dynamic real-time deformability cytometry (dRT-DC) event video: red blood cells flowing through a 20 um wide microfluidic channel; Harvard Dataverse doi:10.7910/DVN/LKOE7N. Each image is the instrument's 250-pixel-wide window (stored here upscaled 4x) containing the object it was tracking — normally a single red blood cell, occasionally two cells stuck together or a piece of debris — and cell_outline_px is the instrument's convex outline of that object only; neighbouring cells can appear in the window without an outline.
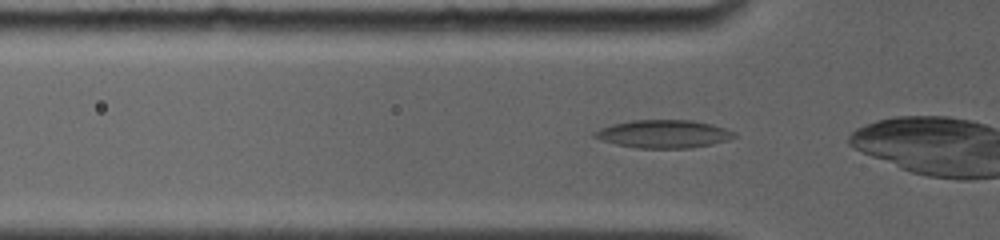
{"species": "common noctule bat (a hibernating species)", "species_latin": "Nyctalus noctula", "temperature_condition": "room temperature", "stored_images_in_passage": 39, "camera_frame_rate_fps": 4000, "um_per_image_px": 0.085, "animal": {"sex": "female", "body_mass_g": 19.0, "forearm_length_mm": 56.7}, "frame": {"image": 1, "passage_image": 3, "time_ms": 0.5, "image_size_px": [1000, 240], "cell_outline_px": [[736, 136], [728, 140], [712, 144], [688, 148], [636, 148], [616, 144], [592, 136], [592, 132], [600, 128], [612, 124], [632, 120], [692, 120], [712, 124], [736, 132]], "centroid_in_image_um": [56.4, 11.38], "position_along_channel_um": 69.4, "area_um2": 22.77}}
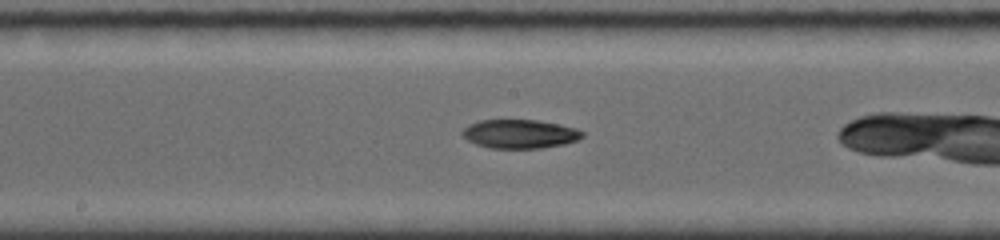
{"frame": {"image": 2, "passage_image": 20, "time_ms": 4.0, "image_size_px": [1000, 240], "cell_outline_px": [[584, 136], [576, 140], [564, 144], [540, 148], [492, 148], [476, 144], [468, 140], [460, 132], [468, 124], [480, 120], [536, 120], [576, 128], [584, 132]], "centroid_in_image_um": [44.16, 11.38], "position_along_channel_um": 204.0, "area_um2": 20.0}}
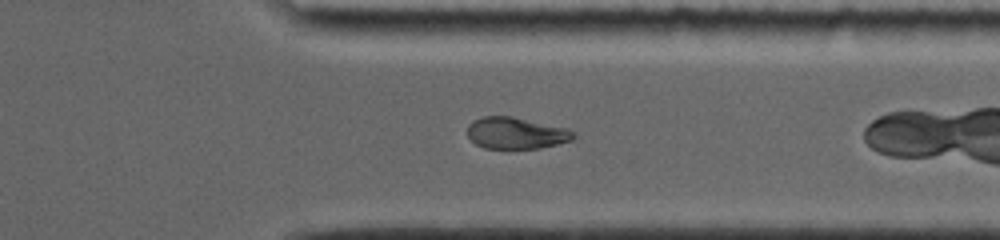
{"frame": {"image": 3, "passage_image": 31, "time_ms": 8.25, "image_size_px": [1000, 240], "cell_outline_px": [[576, 136], [572, 140], [540, 148], [484, 148], [476, 144], [468, 136], [468, 124], [472, 120], [484, 116], [512, 116], [568, 128], [576, 132]], "centroid_in_image_um": [43.88, 11.3], "position_along_channel_um": 367.5, "area_um2": 19.59}}